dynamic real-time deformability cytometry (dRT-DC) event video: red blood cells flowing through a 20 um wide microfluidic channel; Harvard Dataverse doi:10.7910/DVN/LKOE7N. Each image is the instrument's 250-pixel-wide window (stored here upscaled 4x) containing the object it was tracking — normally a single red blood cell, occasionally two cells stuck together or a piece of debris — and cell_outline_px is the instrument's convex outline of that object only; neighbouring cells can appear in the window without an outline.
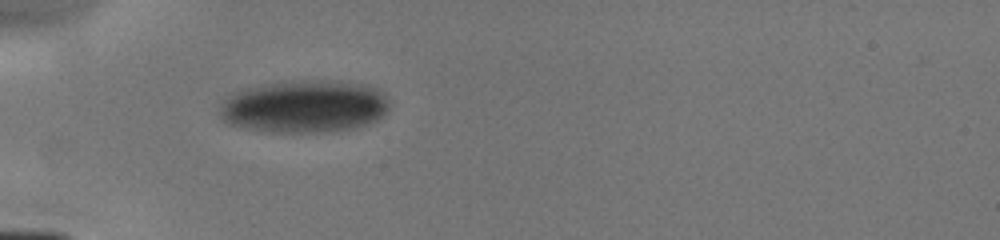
{"species": "human", "species_latin": "Homo sapiens", "temperature_condition": "cold", "stored_images_in_passage": 2, "camera_frame_rate_fps": 3000, "um_per_image_px": 0.085, "donor": {"sex": "male"}, "frame": {"image": 1, "passage_image": 1, "time_ms": 0.0, "image_size_px": [1000, 240], "cell_outline_px": [[392, 100], [388, 112], [384, 116], [368, 124], [356, 128], [336, 132], [268, 132], [244, 128], [228, 124], [220, 116], [220, 104], [228, 96], [244, 88], [268, 84], [300, 80], [312, 80], [360, 84], [380, 88]], "centroid_in_image_um": [25.94, 9.07], "position_along_channel_um": 59.1, "area_um2": 52.6}}
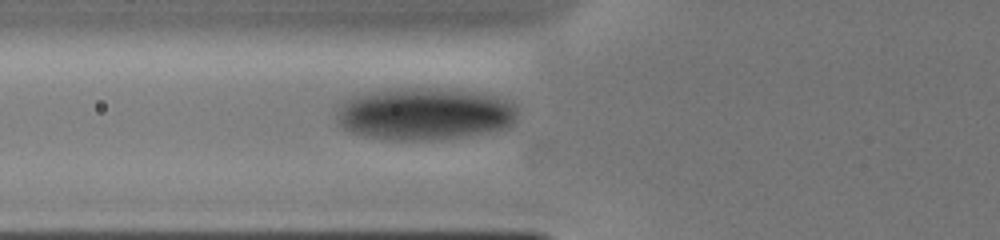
{"frame": {"image": 2, "passage_image": 2, "time_ms": 1.0, "image_size_px": [1000, 240], "cell_outline_px": [[516, 120], [508, 128], [464, 136], [424, 140], [384, 140], [364, 136], [352, 132], [344, 128], [336, 120], [336, 116], [340, 104], [344, 100], [352, 96], [368, 92], [396, 88], [456, 88], [484, 92], [500, 96], [512, 100], [516, 104]], "centroid_in_image_um": [36.14, 9.65], "position_along_channel_um": 89.7, "area_um2": 56.18}}